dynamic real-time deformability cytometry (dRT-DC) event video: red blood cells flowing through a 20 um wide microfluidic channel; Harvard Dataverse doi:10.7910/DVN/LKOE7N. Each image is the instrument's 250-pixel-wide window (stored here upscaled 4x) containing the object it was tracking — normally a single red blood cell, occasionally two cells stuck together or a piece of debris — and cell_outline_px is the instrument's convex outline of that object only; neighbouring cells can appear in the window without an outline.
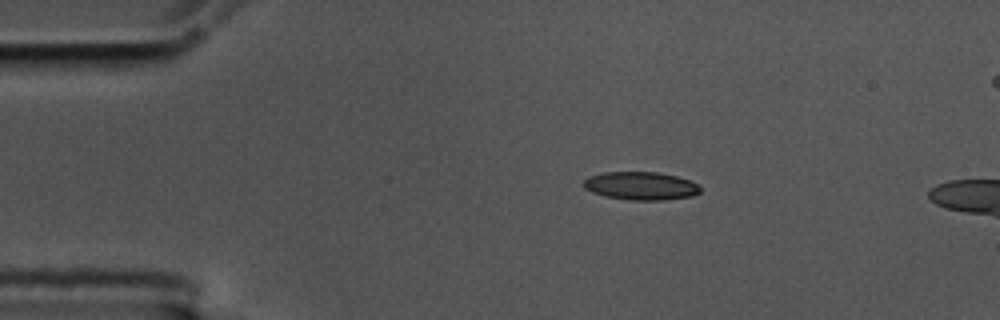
{"species": "common noctule bat (a hibernating species)", "species_latin": "Nyctalus noctula", "temperature_condition": "cold", "stored_images_in_passage": 3, "camera_frame_rate_fps": 3000, "um_per_image_px": 0.085, "animal": {"sex": "male", "body_mass_g": 17.5, "forearm_length_mm": 52.3}, "frame": {"image": 1, "passage_image": 2, "time_ms": 0.333, "image_size_px": [1000, 320], "cell_outline_px": [[700, 192], [692, 196], [664, 200], [628, 200], [604, 196], [592, 192], [584, 188], [584, 180], [588, 176], [604, 172], [656, 172], [676, 176], [688, 180], [696, 184], [700, 188]], "centroid_in_image_um": [54.44, 15.8], "position_along_channel_um": 30.6, "area_um2": 19.07}}